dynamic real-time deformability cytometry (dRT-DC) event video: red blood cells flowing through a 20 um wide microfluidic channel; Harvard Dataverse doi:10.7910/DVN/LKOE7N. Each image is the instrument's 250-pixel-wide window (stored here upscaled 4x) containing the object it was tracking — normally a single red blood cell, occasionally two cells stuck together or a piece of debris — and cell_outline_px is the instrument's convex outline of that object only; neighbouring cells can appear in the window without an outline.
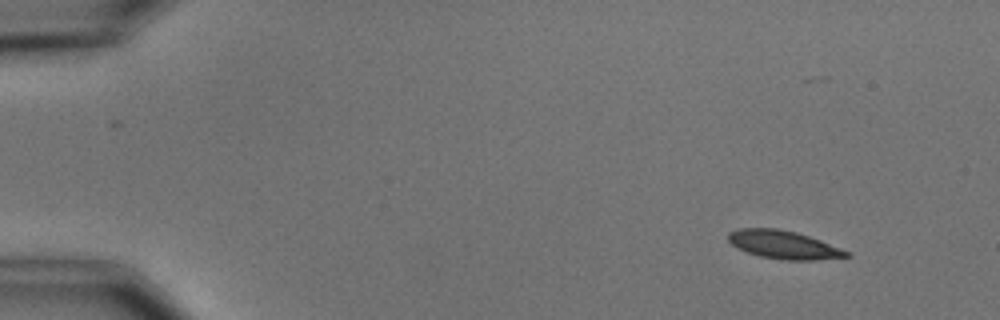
{"species": "common noctule bat (a hibernating species)", "species_latin": "Nyctalus noctula", "temperature_condition": "cold", "stored_images_in_passage": 4, "camera_frame_rate_fps": 3000, "um_per_image_px": 0.085, "animal": {"sex": "male", "body_mass_g": 15.6}, "frame": {"image": 1, "passage_image": 1, "time_ms": 0.0, "image_size_px": [1000, 320], "cell_outline_px": [[852, 256], [812, 260], [784, 260], [760, 256], [736, 248], [728, 240], [728, 232], [740, 228], [776, 228], [796, 232], [820, 240], [852, 252]], "centroid_in_image_um": [66.62, 20.8], "position_along_channel_um": 18.4, "area_um2": 19.42}}